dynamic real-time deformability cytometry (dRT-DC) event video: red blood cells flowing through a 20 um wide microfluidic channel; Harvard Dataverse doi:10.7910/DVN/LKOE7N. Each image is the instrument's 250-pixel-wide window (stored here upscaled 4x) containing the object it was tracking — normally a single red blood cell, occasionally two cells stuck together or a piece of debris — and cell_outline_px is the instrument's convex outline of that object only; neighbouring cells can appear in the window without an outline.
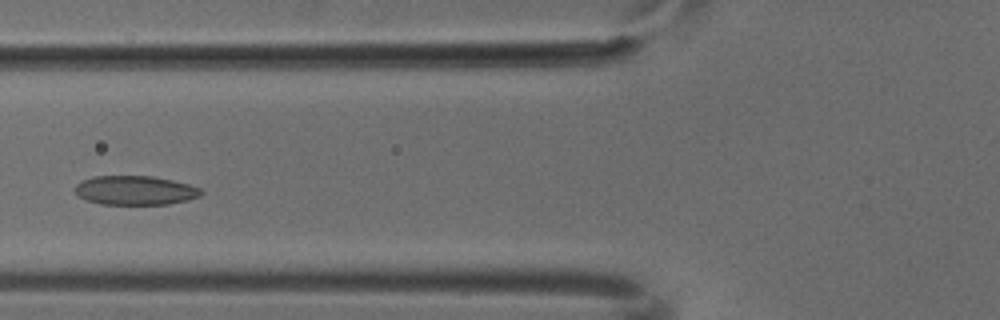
{"species": "common noctule bat (a hibernating species)", "species_latin": "Nyctalus noctula", "temperature_condition": "cold", "stored_images_in_passage": 6, "camera_frame_rate_fps": 3000, "um_per_image_px": 0.085, "animal": {"sex": "male", "body_mass_g": 18.8}, "frame": {"image": 1, "passage_image": 4, "time_ms": 1.0, "image_size_px": [1000, 320], "cell_outline_px": [[204, 192], [200, 196], [188, 200], [168, 204], [100, 204], [84, 200], [72, 188], [76, 184], [92, 176], [152, 176], [172, 180], [188, 184], [200, 188]], "centroid_in_image_um": [11.48, 16.18], "position_along_channel_um": 114.3, "area_um2": 21.5}}
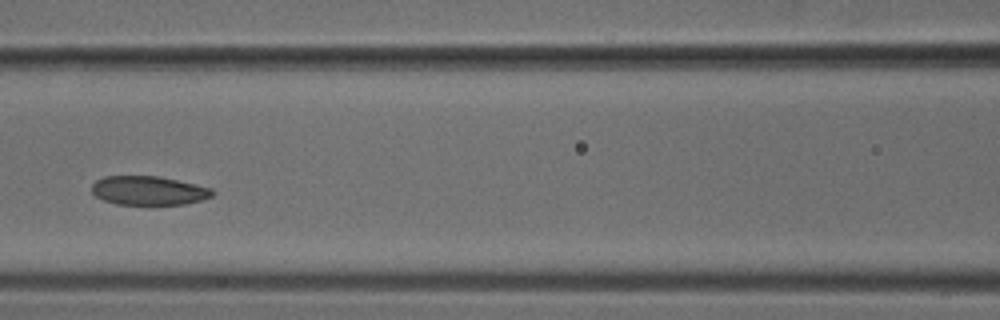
{"frame": {"image": 2, "passage_image": 5, "time_ms": 1.333, "image_size_px": [1000, 320], "cell_outline_px": [[216, 192], [212, 196], [200, 200], [184, 204], [152, 208], [148, 208], [116, 204], [104, 200], [96, 196], [92, 192], [92, 184], [96, 180], [104, 176], [156, 176], [176, 180], [212, 188]], "centroid_in_image_um": [12.63, 16.26], "position_along_channel_um": 154.0, "area_um2": 21.21}}
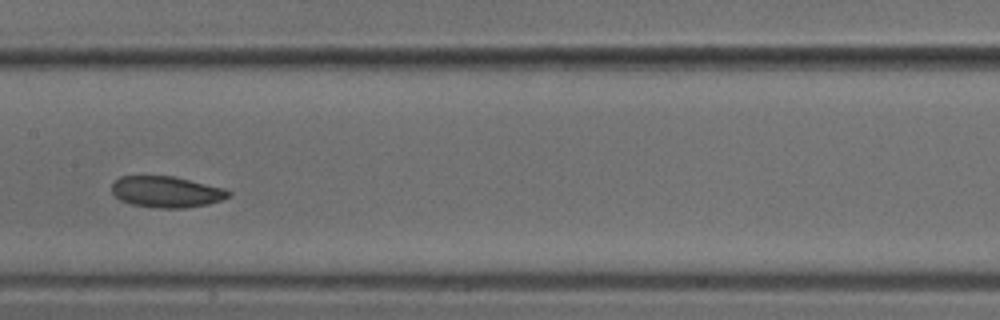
{"frame": {"image": 3, "passage_image": 6, "time_ms": 1.667, "image_size_px": [1000, 320], "cell_outline_px": [[232, 192], [228, 196], [220, 200], [208, 204], [184, 208], [160, 208], [132, 204], [120, 200], [112, 192], [112, 184], [120, 176], [176, 176], [224, 188]], "centroid_in_image_um": [14.15, 16.3], "position_along_channel_um": 193.2, "area_um2": 21.15}}